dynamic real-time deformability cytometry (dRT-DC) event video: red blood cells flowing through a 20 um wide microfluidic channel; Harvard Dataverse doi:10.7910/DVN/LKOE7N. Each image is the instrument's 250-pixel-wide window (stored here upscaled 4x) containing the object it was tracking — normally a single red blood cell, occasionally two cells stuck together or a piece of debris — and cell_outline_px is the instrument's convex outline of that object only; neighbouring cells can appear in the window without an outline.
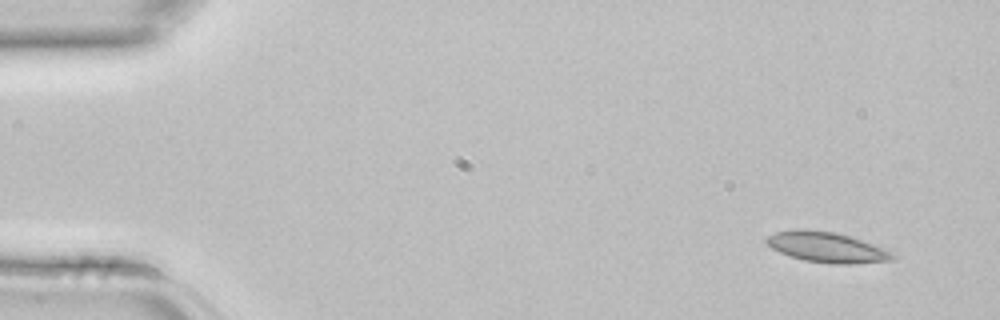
{"species": "common noctule bat (a hibernating species)", "species_latin": "Nyctalus noctula", "temperature_condition": "room temperature", "stored_images_in_passage": 3, "camera_frame_rate_fps": 3000, "um_per_image_px": 0.085, "animal": {"sex": "female", "body_mass_g": 22.7, "forearm_length_mm": 54.2}, "frame": {"image": 1, "passage_image": 1, "time_ms": 0.0, "image_size_px": [1000, 320], "cell_outline_px": [[896, 256], [892, 260], [848, 264], [832, 264], [804, 260], [780, 252], [772, 248], [764, 240], [768, 236], [776, 232], [804, 228], [836, 232], [872, 244], [892, 252]], "centroid_in_image_um": [70.26, 21.01], "position_along_channel_um": 14.7, "area_um2": 22.02}}
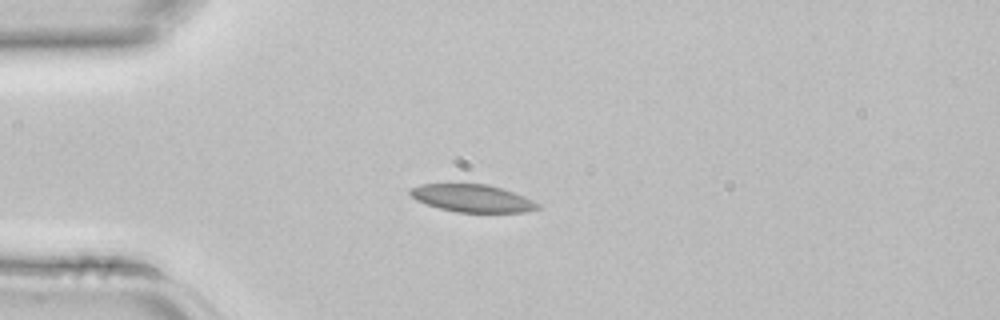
{"frame": {"image": 2, "passage_image": 3, "time_ms": 0.667, "image_size_px": [1000, 320], "cell_outline_px": [[540, 208], [528, 212], [456, 212], [440, 208], [416, 200], [408, 192], [412, 188], [420, 184], [488, 184], [524, 196], [540, 204]], "centroid_in_image_um": [40.17, 16.85], "position_along_channel_um": 44.8, "area_um2": 20.29}}